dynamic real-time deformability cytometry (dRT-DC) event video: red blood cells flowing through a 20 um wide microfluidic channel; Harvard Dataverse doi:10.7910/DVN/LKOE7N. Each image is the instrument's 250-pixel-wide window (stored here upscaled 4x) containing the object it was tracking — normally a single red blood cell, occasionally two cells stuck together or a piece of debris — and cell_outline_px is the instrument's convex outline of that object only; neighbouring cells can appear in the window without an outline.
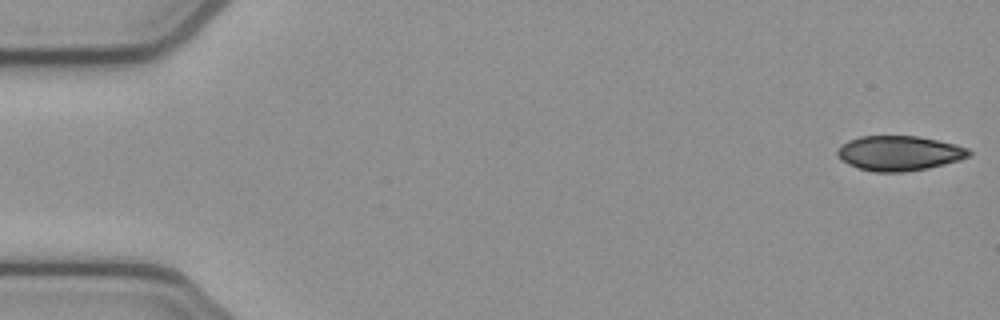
{"species": "common noctule bat (a hibernating species)", "species_latin": "Nyctalus noctula", "temperature_condition": "cold", "stored_images_in_passage": 52, "camera_frame_rate_fps": 3000, "um_per_image_px": 0.085, "animal": {"sex": "female", "body_mass_g": 21.9}, "frame": {"image": 1, "passage_image": 1, "time_ms": 0.0, "image_size_px": [1000, 320], "cell_outline_px": [[972, 152], [968, 156], [960, 160], [928, 168], [904, 172], [872, 172], [856, 168], [840, 160], [836, 152], [848, 140], [860, 136], [920, 136], [956, 144], [968, 148]], "centroid_in_image_um": [76.43, 13.03], "position_along_channel_um": 8.6, "area_um2": 26.88}}
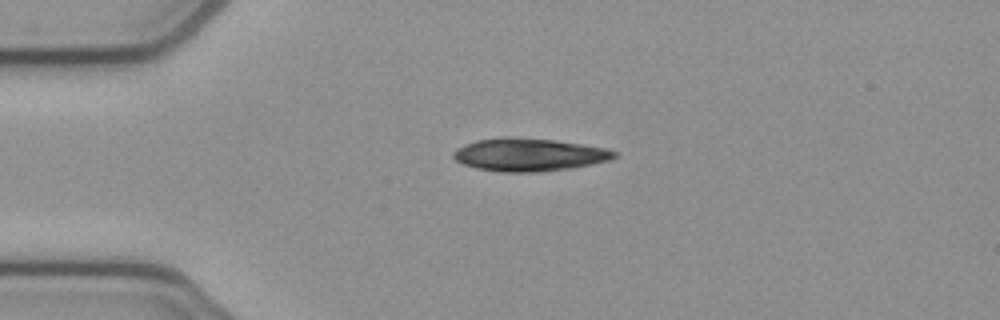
{"frame": {"image": 2, "passage_image": 12, "time_ms": 3.667, "image_size_px": [1000, 320], "cell_outline_px": [[620, 152], [616, 156], [608, 160], [572, 168], [536, 172], [500, 172], [476, 168], [464, 164], [456, 160], [452, 156], [452, 152], [456, 148], [464, 144], [476, 140], [504, 136], [508, 136], [552, 140], [608, 148]], "centroid_in_image_um": [44.94, 13.14], "position_along_channel_um": 40.1, "area_um2": 30.92}}